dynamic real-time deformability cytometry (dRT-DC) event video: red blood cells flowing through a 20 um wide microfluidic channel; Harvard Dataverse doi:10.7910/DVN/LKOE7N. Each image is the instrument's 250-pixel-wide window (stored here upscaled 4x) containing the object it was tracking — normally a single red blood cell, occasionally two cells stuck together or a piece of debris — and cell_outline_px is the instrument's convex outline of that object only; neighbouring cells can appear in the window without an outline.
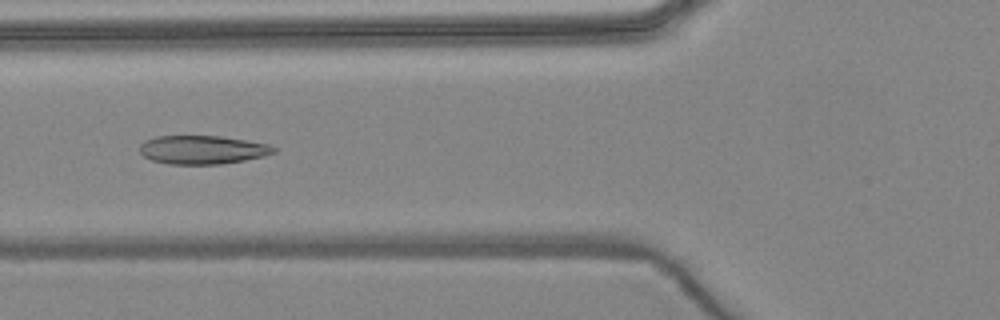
{"species": "common noctule bat (a hibernating species)", "species_latin": "Nyctalus noctula", "temperature_condition": "warm", "stored_images_in_passage": 3, "camera_frame_rate_fps": 3000, "um_per_image_px": 0.085, "animal": {"sex": "female", "body_mass_g": 24.6, "forearm_length_mm": 56.2}, "frame": {"image": 1, "passage_image": 3, "time_ms": 2.0, "image_size_px": [1000, 320], "cell_outline_px": [[276, 152], [264, 156], [244, 160], [220, 164], [168, 164], [152, 160], [144, 156], [140, 152], [140, 144], [144, 140], [156, 136], [220, 136], [268, 144], [276, 148]], "centroid_in_image_um": [17.19, 12.73], "position_along_channel_um": 108.6, "area_um2": 22.25}}